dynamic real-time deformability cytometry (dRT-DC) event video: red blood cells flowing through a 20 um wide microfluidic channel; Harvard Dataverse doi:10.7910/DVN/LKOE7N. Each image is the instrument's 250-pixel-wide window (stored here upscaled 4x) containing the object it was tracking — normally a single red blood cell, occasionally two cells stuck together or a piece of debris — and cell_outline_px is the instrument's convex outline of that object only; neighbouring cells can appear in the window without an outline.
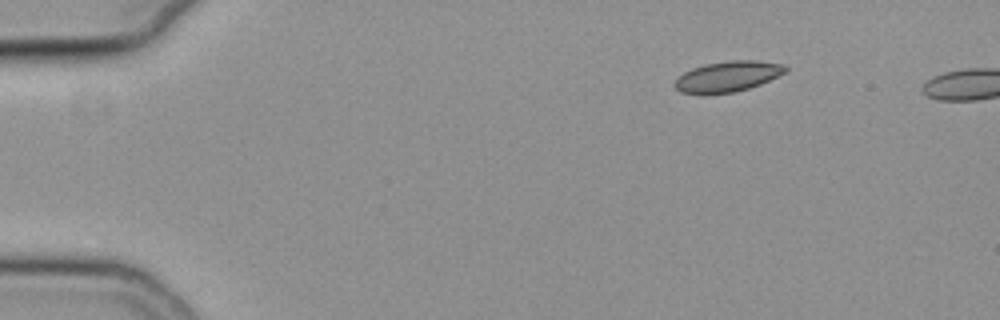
{"species": "common noctule bat (a hibernating species)", "species_latin": "Nyctalus noctula", "temperature_condition": "cold", "stored_images_in_passage": 4, "camera_frame_rate_fps": 3000, "um_per_image_px": 0.085, "animal": {"sex": "female", "body_mass_g": 19.3, "forearm_length_mm": 54.1}, "frame": {"image": 1, "passage_image": 1, "time_ms": 0.0, "image_size_px": [1000, 320], "cell_outline_px": [[788, 72], [760, 84], [736, 92], [704, 96], [700, 96], [680, 92], [672, 84], [676, 76], [692, 68], [704, 64], [728, 60], [756, 60], [784, 64], [788, 68]], "centroid_in_image_um": [61.8, 6.52], "position_along_channel_um": 23.2, "area_um2": 20.52}}